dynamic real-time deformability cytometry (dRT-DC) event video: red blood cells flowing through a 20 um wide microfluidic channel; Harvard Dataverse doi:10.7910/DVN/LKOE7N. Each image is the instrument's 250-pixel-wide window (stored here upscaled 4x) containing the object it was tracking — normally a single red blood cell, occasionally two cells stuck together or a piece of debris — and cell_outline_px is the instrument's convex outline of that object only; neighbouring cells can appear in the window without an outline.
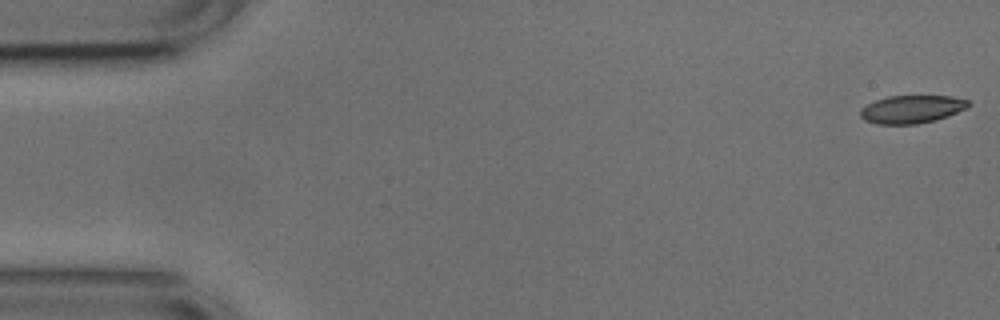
{"species": "common noctule bat (a hibernating species)", "species_latin": "Nyctalus noctula", "temperature_condition": "cold", "stored_images_in_passage": 53, "camera_frame_rate_fps": 3000, "um_per_image_px": 0.085, "animal": {"sex": "male", "body_mass_g": 17.9, "forearm_length_mm": 54.2}, "frame": {"image": 1, "passage_image": 1, "time_ms": 0.0, "image_size_px": [1000, 320], "cell_outline_px": [[972, 104], [968, 108], [948, 116], [936, 120], [916, 124], [876, 124], [864, 120], [860, 116], [860, 108], [876, 100], [888, 96], [952, 96], [968, 100]], "centroid_in_image_um": [77.52, 9.29], "position_along_channel_um": 7.5, "area_um2": 17.74}}
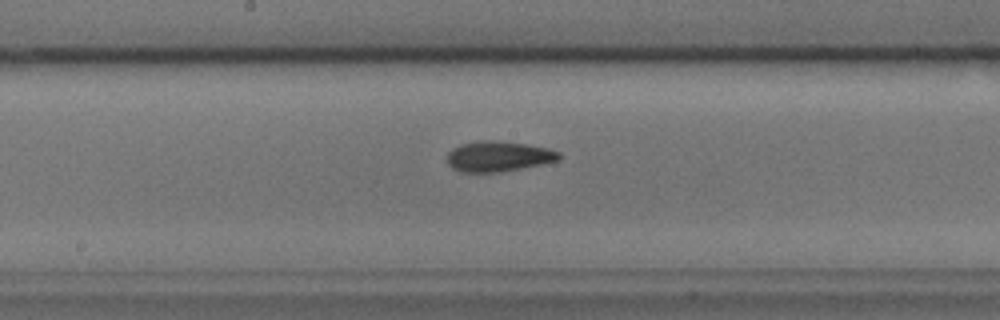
{"frame": {"image": 2, "passage_image": 27, "time_ms": 8.667, "image_size_px": [1000, 320], "cell_outline_px": [[560, 160], [544, 164], [500, 172], [460, 172], [452, 168], [448, 164], [448, 152], [452, 148], [460, 144], [480, 140], [492, 140], [528, 144], [548, 148], [560, 152]], "centroid_in_image_um": [42.37, 13.29], "position_along_channel_um": 205.8, "area_um2": 20.0}}
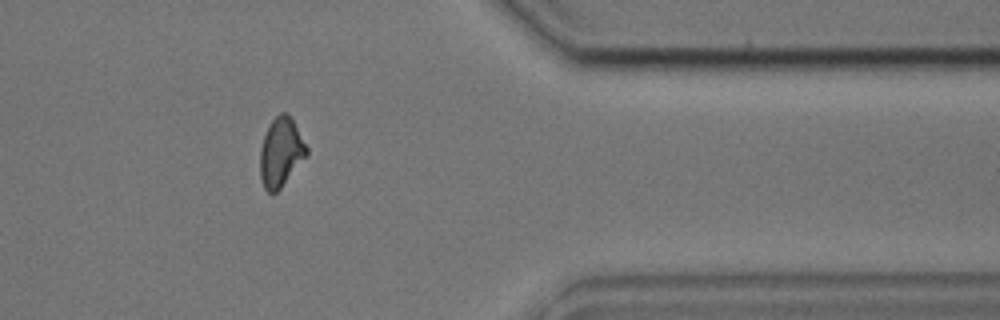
{"frame": {"image": 3, "passage_image": 43, "time_ms": 14.0, "image_size_px": [1000, 320], "cell_outline_px": [[308, 152], [280, 188], [272, 196], [264, 188], [260, 176], [260, 148], [264, 136], [272, 120], [280, 112], [284, 112], [292, 120], [308, 148]], "centroid_in_image_um": [23.84, 12.97], "position_along_channel_um": 387.6, "area_um2": 18.21}, "authors_computed_cell_mechanics": {"area_um2": 18.7272, "velocity_mm_per_s": 3.7625, "shape_relaxation_time_tau1_ms": 8.6186, "shape_relaxation_time_tau2_ms": 3.5783, "deformation_change_tau1": 0.173, "deformation_change_tau2": 0.1027}}